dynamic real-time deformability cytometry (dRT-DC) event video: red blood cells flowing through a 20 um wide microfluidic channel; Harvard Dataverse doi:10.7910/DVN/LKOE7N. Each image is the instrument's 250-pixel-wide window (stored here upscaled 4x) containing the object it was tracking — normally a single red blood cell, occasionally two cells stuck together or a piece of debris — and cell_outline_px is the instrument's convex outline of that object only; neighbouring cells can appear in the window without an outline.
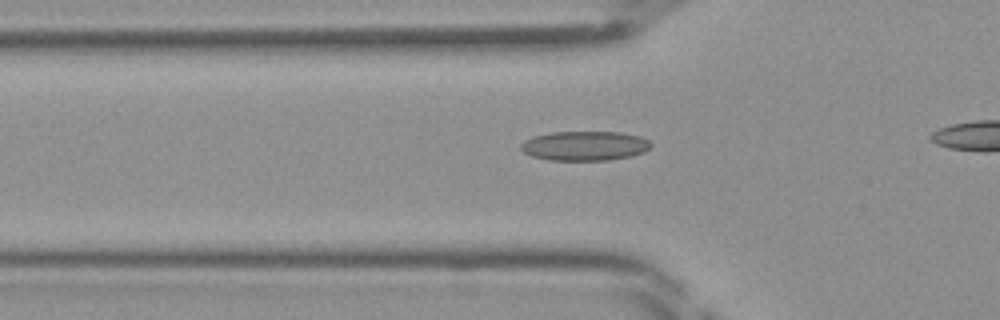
{"species": "Egyptian fruit bat (a non-hibernating species)", "species_latin": "Rousettus aegyptiacus", "temperature_condition": "room temperature", "stored_images_in_passage": 27, "camera_frame_rate_fps": 3000, "um_per_image_px": 0.085, "frame": {"image": 1, "passage_image": 11, "time_ms": 3.333, "image_size_px": [1000, 320], "cell_outline_px": [[652, 144], [644, 152], [632, 156], [608, 160], [548, 160], [532, 156], [524, 152], [520, 148], [520, 144], [524, 140], [532, 136], [552, 132], [620, 132], [640, 136], [648, 140]], "centroid_in_image_um": [49.68, 12.39], "position_along_channel_um": 76.1, "area_um2": 22.43}}
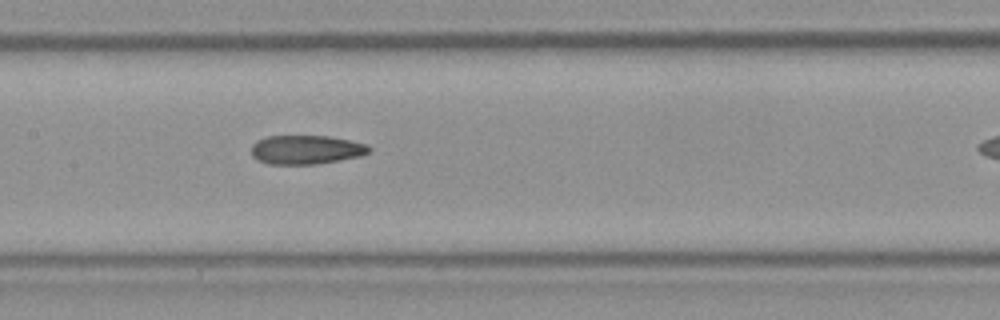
{"frame": {"image": 2, "passage_image": 18, "time_ms": 5.667, "image_size_px": [1000, 320], "cell_outline_px": [[372, 148], [368, 152], [360, 156], [340, 160], [316, 164], [268, 164], [256, 160], [252, 156], [252, 144], [256, 140], [268, 136], [328, 136], [368, 144]], "centroid_in_image_um": [26.0, 12.72], "position_along_channel_um": 181.4, "area_um2": 19.94}}
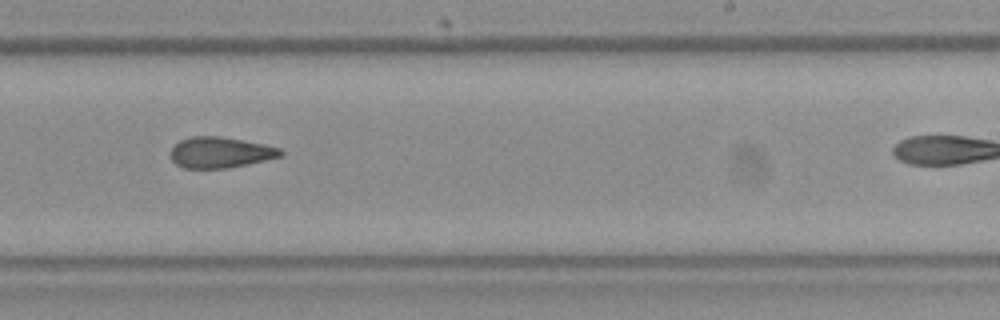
{"frame": {"image": 3, "passage_image": 24, "time_ms": 7.667, "image_size_px": [1000, 320], "cell_outline_px": [[284, 156], [248, 164], [228, 168], [184, 168], [176, 164], [172, 160], [172, 148], [180, 140], [192, 136], [220, 136], [244, 140], [264, 144], [280, 148], [284, 152]], "centroid_in_image_um": [18.77, 12.95], "position_along_channel_um": 270.2, "area_um2": 19.83}}